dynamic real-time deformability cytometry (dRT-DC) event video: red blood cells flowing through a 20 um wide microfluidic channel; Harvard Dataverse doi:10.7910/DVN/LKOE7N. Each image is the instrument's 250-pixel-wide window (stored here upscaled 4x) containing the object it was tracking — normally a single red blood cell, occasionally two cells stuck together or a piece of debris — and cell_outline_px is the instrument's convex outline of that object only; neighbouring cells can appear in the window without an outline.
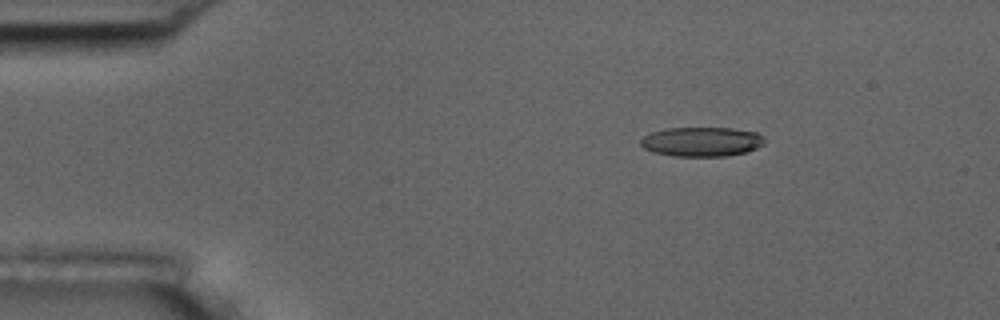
{"species": "common noctule bat (a hibernating species)", "species_latin": "Nyctalus noctula", "temperature_condition": "room temperature", "stored_images_in_passage": 5, "camera_frame_rate_fps": 3000, "um_per_image_px": 0.085, "animal": {"sex": "male", "body_mass_g": 17.5, "forearm_length_mm": 52.3}, "frame": {"image": 1, "passage_image": 3, "time_ms": 2.667, "image_size_px": [1000, 320], "cell_outline_px": [[764, 144], [756, 148], [744, 152], [728, 156], [672, 156], [652, 152], [644, 148], [640, 144], [640, 140], [644, 136], [652, 132], [664, 128], [732, 128], [756, 132], [764, 136]], "centroid_in_image_um": [59.63, 12.04], "position_along_channel_um": 25.4, "area_um2": 21.33}}